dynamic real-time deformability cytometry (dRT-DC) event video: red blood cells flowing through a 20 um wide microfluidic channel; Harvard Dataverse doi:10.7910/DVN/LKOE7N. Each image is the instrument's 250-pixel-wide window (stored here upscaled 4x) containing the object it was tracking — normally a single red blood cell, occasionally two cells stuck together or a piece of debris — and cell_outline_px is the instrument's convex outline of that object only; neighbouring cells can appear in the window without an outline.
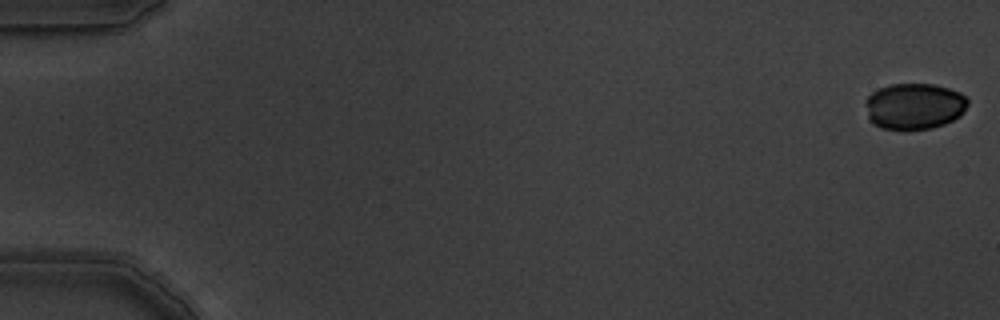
{"species": "common noctule bat (a hibernating species)", "species_latin": "Nyctalus noctula", "temperature_condition": "warm", "stored_images_in_passage": 8, "camera_frame_rate_fps": 3000, "um_per_image_px": 0.085, "animal": {"sex": "male", "body_mass_g": 19.5, "forearm_length_mm": 54.6}, "frame": {"image": 1, "passage_image": 1, "time_ms": 0.0, "image_size_px": [1000, 320], "cell_outline_px": [[968, 104], [964, 112], [960, 116], [944, 124], [932, 128], [904, 132], [880, 128], [872, 124], [868, 120], [864, 100], [872, 92], [888, 84], [936, 84], [960, 92], [968, 100]], "centroid_in_image_um": [77.67, 9.06], "position_along_channel_um": 7.3, "area_um2": 28.38}}
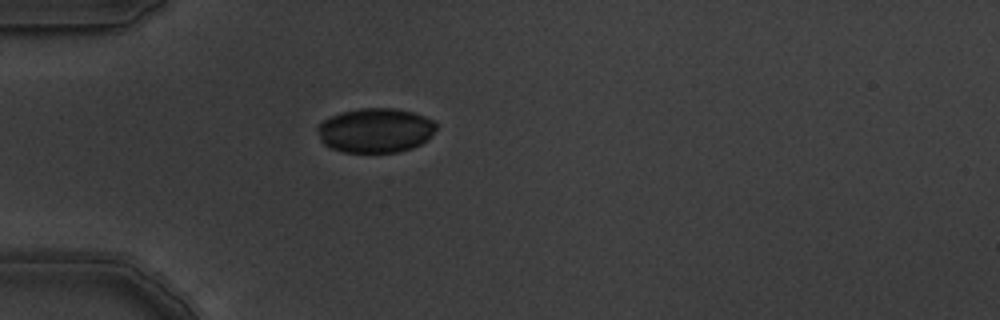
{"frame": {"image": 2, "passage_image": 6, "time_ms": 1.667, "image_size_px": [1000, 320], "cell_outline_px": [[436, 128], [420, 144], [412, 148], [396, 152], [344, 152], [332, 148], [324, 144], [320, 140], [316, 128], [324, 120], [340, 112], [360, 108], [396, 108], [412, 112], [424, 116], [432, 120], [436, 124]], "centroid_in_image_um": [31.87, 11.07], "position_along_channel_um": 53.1, "area_um2": 30.52}}